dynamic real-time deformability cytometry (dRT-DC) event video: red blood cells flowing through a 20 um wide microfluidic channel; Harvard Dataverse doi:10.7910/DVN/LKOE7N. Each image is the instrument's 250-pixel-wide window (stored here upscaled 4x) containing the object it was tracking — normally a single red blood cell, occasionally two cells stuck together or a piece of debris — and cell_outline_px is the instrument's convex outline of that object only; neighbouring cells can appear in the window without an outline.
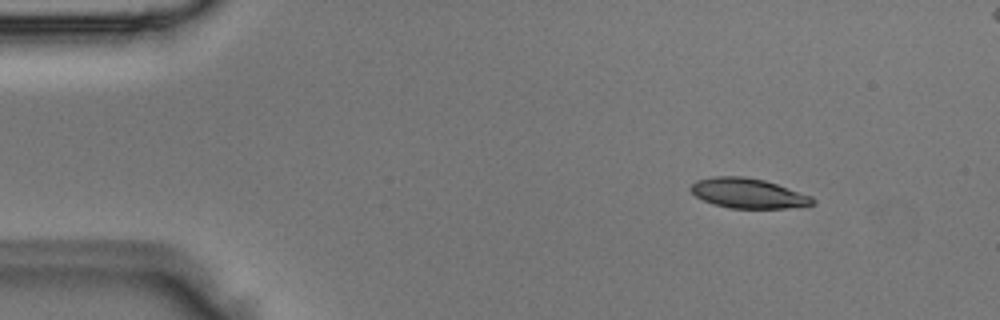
{"species": "Egyptian fruit bat (a non-hibernating species)", "species_latin": "Rousettus aegyptiacus", "temperature_condition": "room temperature", "stored_images_in_passage": 4, "camera_frame_rate_fps": 3000, "um_per_image_px": 0.085, "animal": {"sex": "male"}, "frame": {"image": 1, "passage_image": 2, "time_ms": 0.333, "image_size_px": [1000, 320], "cell_outline_px": [[816, 204], [784, 208], [728, 208], [704, 200], [696, 196], [688, 188], [696, 180], [712, 176], [744, 176], [764, 180], [812, 196], [816, 200]], "centroid_in_image_um": [63.58, 16.42], "position_along_channel_um": 21.4, "area_um2": 21.15}}